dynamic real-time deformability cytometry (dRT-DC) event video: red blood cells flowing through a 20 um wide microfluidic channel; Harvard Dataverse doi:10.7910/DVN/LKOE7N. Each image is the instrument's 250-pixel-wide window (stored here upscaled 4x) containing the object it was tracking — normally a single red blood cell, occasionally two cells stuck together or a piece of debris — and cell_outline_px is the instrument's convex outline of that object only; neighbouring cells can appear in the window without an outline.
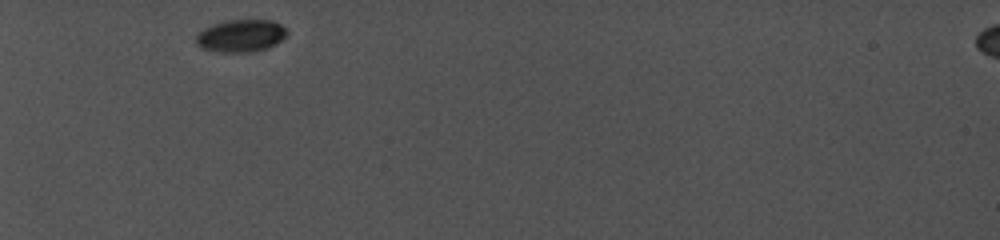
{"species": "common noctule bat (a hibernating species)", "species_latin": "Nyctalus noctula", "temperature_condition": "cold", "stored_images_in_passage": 19, "camera_frame_rate_fps": 5000, "um_per_image_px": 0.085, "animal": {"sex": "female", "body_mass_g": 19.0, "forearm_length_mm": 56.7}, "frame": {"image": 1, "passage_image": 1, "time_ms": 0.0, "image_size_px": [1000, 240], "cell_outline_px": [[288, 32], [280, 40], [268, 48], [248, 52], [220, 52], [200, 48], [196, 44], [196, 36], [204, 28], [212, 24], [228, 20], [272, 20], [280, 24]], "centroid_in_image_um": [20.44, 3.04], "position_along_channel_um": 64.6, "area_um2": 17.05}}
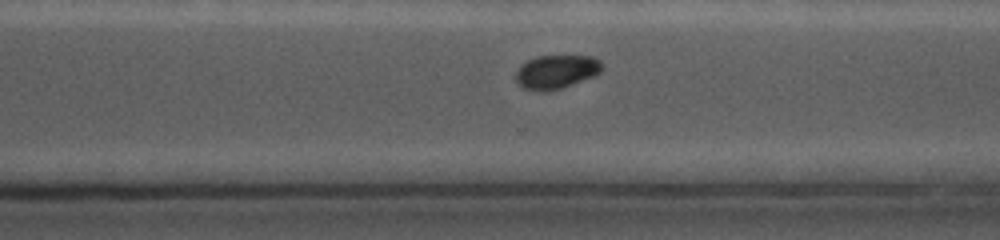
{"frame": {"image": 2, "passage_image": 15, "time_ms": 7.6, "image_size_px": [1000, 240], "cell_outline_px": [[604, 68], [600, 72], [592, 76], [560, 88], [544, 92], [540, 92], [524, 88], [516, 80], [516, 72], [520, 64], [528, 60], [540, 56], [592, 56], [600, 60]], "centroid_in_image_um": [47.28, 6.09], "position_along_channel_um": 323.3, "area_um2": 16.76}}
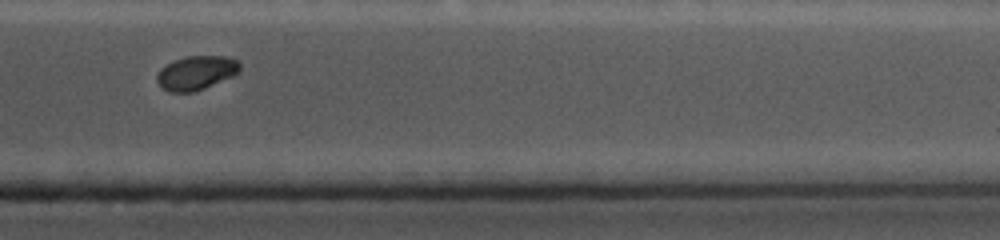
{"frame": {"image": 3, "passage_image": 18, "time_ms": 9.4, "image_size_px": [1000, 240], "cell_outline_px": [[240, 68], [232, 76], [204, 88], [192, 92], [168, 92], [156, 80], [156, 76], [160, 68], [176, 60], [188, 56], [224, 56], [240, 60]], "centroid_in_image_um": [16.68, 6.18], "position_along_channel_um": 394.7, "area_um2": 16.18}}